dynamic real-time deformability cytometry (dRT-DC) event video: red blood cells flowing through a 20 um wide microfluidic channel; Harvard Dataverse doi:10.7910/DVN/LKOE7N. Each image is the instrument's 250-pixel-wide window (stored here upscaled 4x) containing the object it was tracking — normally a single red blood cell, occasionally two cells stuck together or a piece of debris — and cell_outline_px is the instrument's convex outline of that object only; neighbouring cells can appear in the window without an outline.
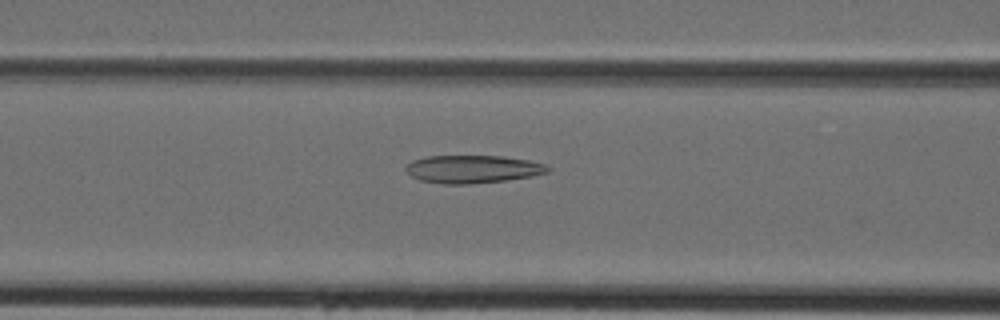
{"species": "Egyptian fruit bat (a non-hibernating species)", "species_latin": "Rousettus aegyptiacus", "temperature_condition": "cold", "stored_images_in_passage": 32, "camera_frame_rate_fps": 3000, "um_per_image_px": 0.085, "animal": {"sex": "female"}, "frame": {"image": 1, "passage_image": 8, "time_ms": 2.333, "image_size_px": [1000, 320], "cell_outline_px": [[552, 168], [548, 172], [532, 176], [504, 180], [468, 184], [444, 184], [420, 180], [412, 176], [404, 168], [412, 160], [428, 156], [504, 156], [528, 160], [544, 164]], "centroid_in_image_um": [40.18, 14.37], "position_along_channel_um": 126.4, "area_um2": 22.95}}
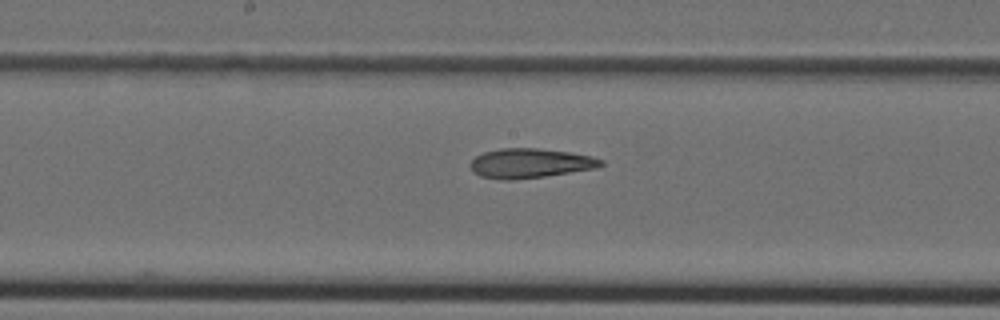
{"frame": {"image": 2, "passage_image": 13, "time_ms": 4.0, "image_size_px": [1000, 320], "cell_outline_px": [[604, 164], [596, 168], [544, 176], [516, 180], [504, 180], [480, 176], [472, 172], [468, 164], [476, 156], [484, 152], [500, 148], [536, 148], [572, 152], [592, 156], [604, 160]], "centroid_in_image_um": [45.04, 13.87], "position_along_channel_um": 203.2, "area_um2": 22.66}}
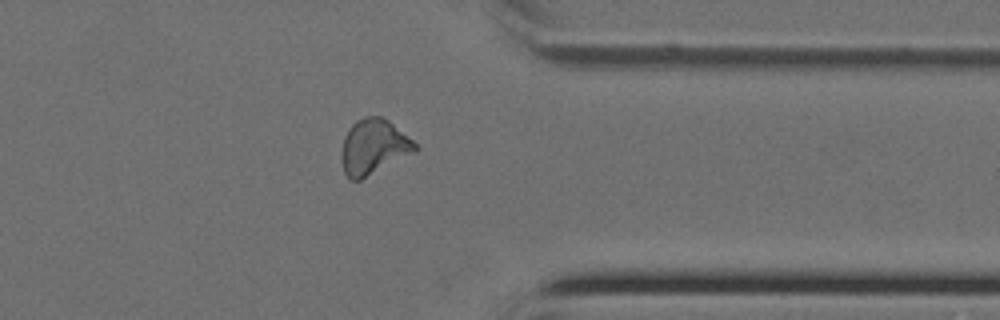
{"frame": {"image": 3, "passage_image": 25, "time_ms": 8.0, "image_size_px": [1000, 320], "cell_outline_px": [[416, 152], [360, 180], [352, 180], [344, 172], [340, 156], [340, 152], [344, 136], [352, 124], [356, 120], [364, 116], [380, 116], [388, 120], [412, 140], [416, 144]], "centroid_in_image_um": [31.72, 12.48], "position_along_channel_um": 379.7, "area_um2": 23.58}}